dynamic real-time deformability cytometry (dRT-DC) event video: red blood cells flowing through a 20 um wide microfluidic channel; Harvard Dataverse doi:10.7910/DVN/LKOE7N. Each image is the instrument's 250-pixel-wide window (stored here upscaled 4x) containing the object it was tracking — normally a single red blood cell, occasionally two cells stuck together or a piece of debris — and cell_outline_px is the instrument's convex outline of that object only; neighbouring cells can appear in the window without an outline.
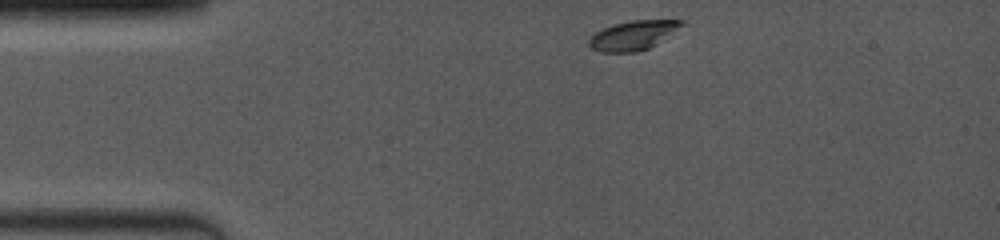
{"species": "common noctule bat (a hibernating species)", "species_latin": "Nyctalus noctula", "temperature_condition": "room temperature", "stored_images_in_passage": 17, "camera_frame_rate_fps": 4000, "um_per_image_px": 0.085, "animal": {"sex": "female", "body_mass_g": 19.0, "forearm_length_mm": 53.3}, "frame": {"image": 1, "passage_image": 1, "time_ms": 0.0, "image_size_px": [1000, 240], "cell_outline_px": [[684, 24], [656, 44], [648, 48], [636, 52], [600, 52], [592, 48], [588, 44], [588, 40], [596, 32], [612, 24], [632, 20], [684, 20]], "centroid_in_image_um": [53.78, 3.0], "position_along_channel_um": 31.2, "area_um2": 15.61}}
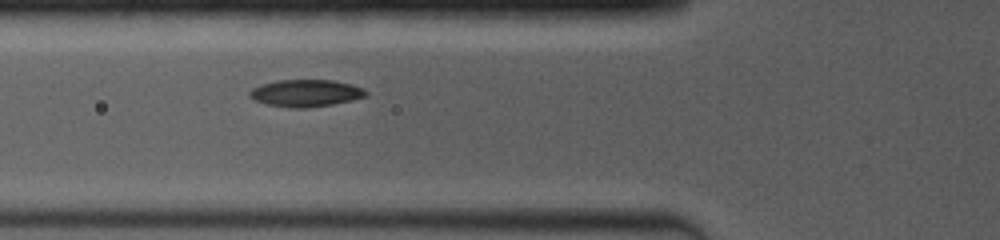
{"frame": {"image": 2, "passage_image": 10, "time_ms": 3.0, "image_size_px": [1000, 240], "cell_outline_px": [[368, 96], [352, 100], [332, 104], [308, 108], [292, 108], [264, 104], [248, 96], [248, 92], [252, 88], [260, 84], [276, 80], [332, 80], [352, 84], [364, 88], [368, 92]], "centroid_in_image_um": [25.99, 7.91], "position_along_channel_um": 99.8, "area_um2": 18.61}}
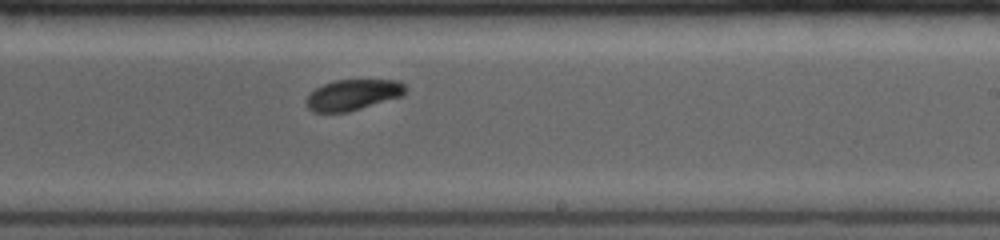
{"frame": {"image": 3, "passage_image": 17, "time_ms": 7.0, "image_size_px": [1000, 240], "cell_outline_px": [[408, 88], [400, 96], [348, 112], [312, 112], [304, 104], [304, 100], [316, 88], [324, 84], [336, 80], [400, 80]], "centroid_in_image_um": [29.96, 8.06], "position_along_channel_um": 259.0, "area_um2": 17.69}}